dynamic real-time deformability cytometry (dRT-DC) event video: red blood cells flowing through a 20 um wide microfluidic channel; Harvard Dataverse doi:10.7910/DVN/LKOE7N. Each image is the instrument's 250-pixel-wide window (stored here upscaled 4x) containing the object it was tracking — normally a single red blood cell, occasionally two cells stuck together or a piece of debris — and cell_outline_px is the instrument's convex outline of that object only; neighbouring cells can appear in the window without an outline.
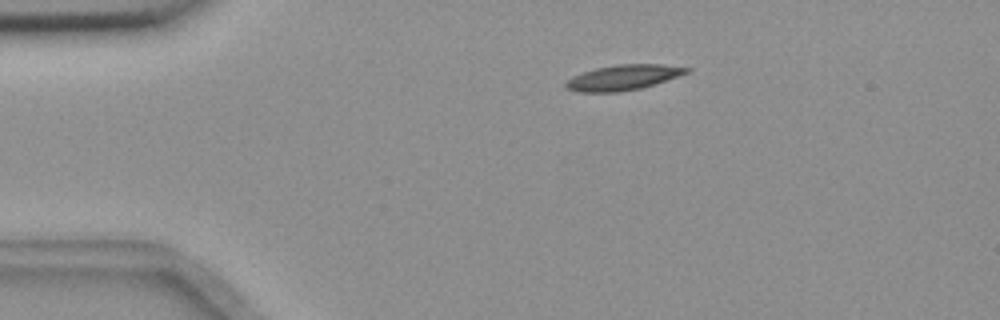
{"species": "common noctule bat (a hibernating species)", "species_latin": "Nyctalus noctula", "temperature_condition": "room temperature", "stored_images_in_passage": 46, "camera_frame_rate_fps": 3000, "um_per_image_px": 0.085, "animal": {"sex": "female", "body_mass_g": 18.4}, "frame": {"image": 1, "passage_image": 1, "time_ms": 0.0, "image_size_px": [1000, 320], "cell_outline_px": [[692, 68], [688, 72], [640, 88], [620, 92], [576, 92], [564, 88], [564, 84], [572, 76], [596, 68], [616, 64], [660, 64]], "centroid_in_image_um": [52.89, 6.59], "position_along_channel_um": 32.1, "area_um2": 17.57}}
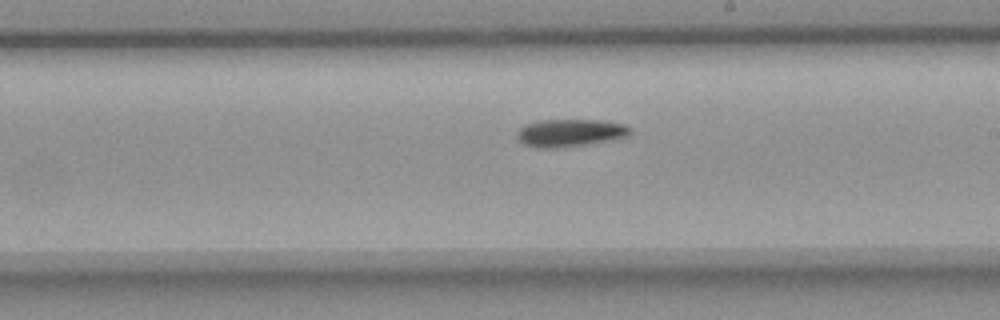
{"frame": {"image": 2, "passage_image": 22, "time_ms": 7.0, "image_size_px": [1000, 320], "cell_outline_px": [[632, 132], [628, 136], [612, 140], [584, 144], [552, 148], [540, 148], [524, 144], [516, 136], [516, 132], [524, 124], [540, 120], [600, 120], [624, 124], [632, 128]], "centroid_in_image_um": [48.46, 11.28], "position_along_channel_um": 240.5, "area_um2": 18.15}}
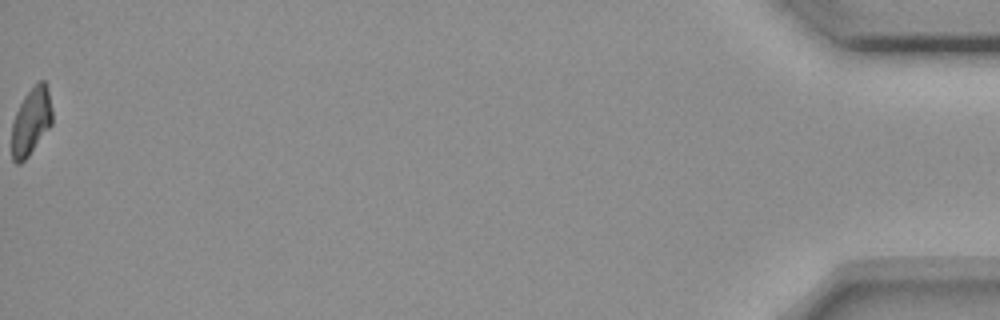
{"frame": {"image": 3, "passage_image": 46, "time_ms": 15.0, "image_size_px": [1000, 320], "cell_outline_px": [[52, 124], [28, 156], [20, 164], [16, 164], [12, 160], [12, 120], [24, 96], [40, 80], [44, 80], [48, 84], [52, 108]], "centroid_in_image_um": [2.65, 10.31], "position_along_channel_um": 432.5, "area_um2": 15.95}, "authors_computed_cell_mechanics": {"area_um2": 17.7446, "velocity_mm_per_s": 3.6597, "shape_relaxation_time_tau1_ms": 6.1067, "shape_relaxation_time_tau2_ms": null, "deformation_change_tau1": 0.158, "deformation_change_tau2": null}}